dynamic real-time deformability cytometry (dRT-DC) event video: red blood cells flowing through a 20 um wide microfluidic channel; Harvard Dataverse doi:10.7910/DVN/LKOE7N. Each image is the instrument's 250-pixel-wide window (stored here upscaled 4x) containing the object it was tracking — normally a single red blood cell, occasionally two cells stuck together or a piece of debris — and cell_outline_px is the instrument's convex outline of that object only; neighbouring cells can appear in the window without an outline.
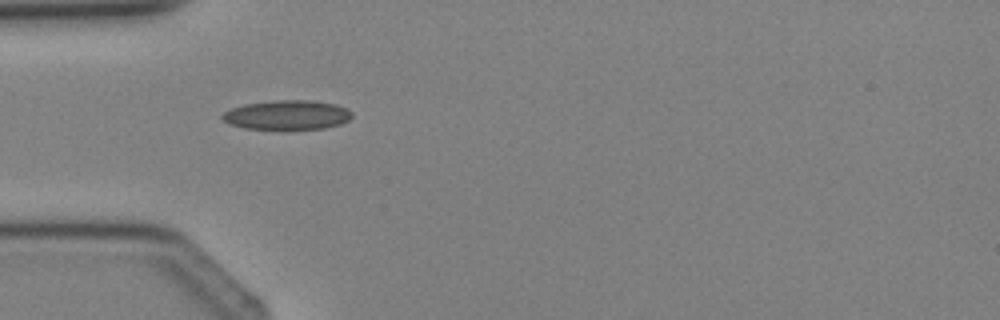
{"species": "Egyptian fruit bat (a non-hibernating species)", "species_latin": "Rousettus aegyptiacus", "temperature_condition": "cold", "stored_images_in_passage": 1, "camera_frame_rate_fps": 3000, "um_per_image_px": 0.085, "animal": {"sex": "female"}, "frame": {"image": 1, "passage_image": 1, "time_ms": 0.0, "image_size_px": [1000, 320], "cell_outline_px": [[352, 116], [348, 120], [340, 124], [324, 128], [284, 132], [244, 128], [228, 124], [220, 116], [224, 112], [232, 108], [244, 104], [272, 100], [308, 100], [336, 104], [352, 112]], "centroid_in_image_um": [24.37, 9.81], "position_along_channel_um": 60.6, "area_um2": 23.06}}